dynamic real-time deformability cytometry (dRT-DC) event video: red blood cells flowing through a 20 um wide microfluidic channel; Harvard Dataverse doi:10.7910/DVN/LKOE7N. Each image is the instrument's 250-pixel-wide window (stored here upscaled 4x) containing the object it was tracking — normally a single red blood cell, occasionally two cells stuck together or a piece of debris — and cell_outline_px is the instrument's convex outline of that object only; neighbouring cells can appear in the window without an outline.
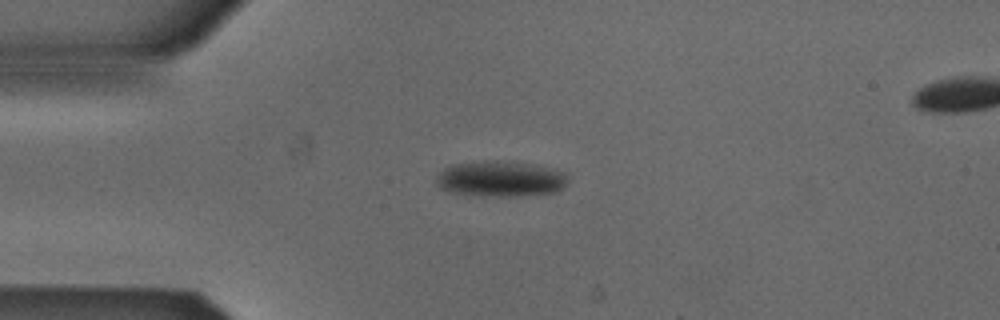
{"species": "Egyptian fruit bat (a non-hibernating species)", "species_latin": "Rousettus aegyptiacus", "temperature_condition": "cold", "stored_images_in_passage": 3, "camera_frame_rate_fps": 3000, "um_per_image_px": 0.085, "animal": {"sex": "male"}, "frame": {"image": 1, "passage_image": 2, "time_ms": 0.333, "image_size_px": [1000, 320], "cell_outline_px": [[568, 180], [560, 188], [552, 192], [512, 196], [496, 196], [452, 192], [440, 188], [436, 184], [436, 176], [444, 168], [452, 164], [484, 160], [492, 160], [536, 164], [564, 172]], "centroid_in_image_um": [42.49, 15.17], "position_along_channel_um": 42.5, "area_um2": 27.05}}